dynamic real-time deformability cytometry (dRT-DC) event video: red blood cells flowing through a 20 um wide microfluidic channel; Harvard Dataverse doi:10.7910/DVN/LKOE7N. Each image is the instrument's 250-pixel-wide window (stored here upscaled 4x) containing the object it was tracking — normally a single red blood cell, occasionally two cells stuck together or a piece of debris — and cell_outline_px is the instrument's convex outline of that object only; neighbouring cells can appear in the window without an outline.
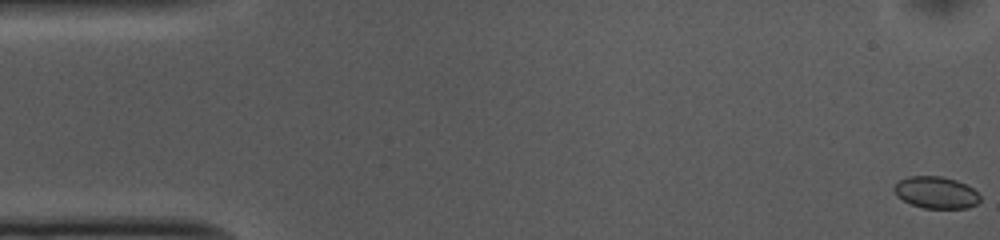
{"species": "common noctule bat (a hibernating species)", "species_latin": "Nyctalus noctula", "temperature_condition": "cold", "stored_images_in_passage": 53, "camera_frame_rate_fps": 3000, "um_per_image_px": 0.085, "animal": {"sex": "female", "body_mass_g": 10.0, "forearm_length_mm": 53.1}, "frame": {"image": 1, "passage_image": 1, "time_ms": 0.0, "image_size_px": [1000, 240], "cell_outline_px": [[980, 200], [976, 204], [968, 208], [924, 208], [912, 204], [896, 196], [892, 188], [900, 180], [908, 176], [940, 176], [956, 180], [972, 188], [980, 196]], "centroid_in_image_um": [79.54, 16.36], "position_along_channel_um": 5.5, "area_um2": 15.84}}
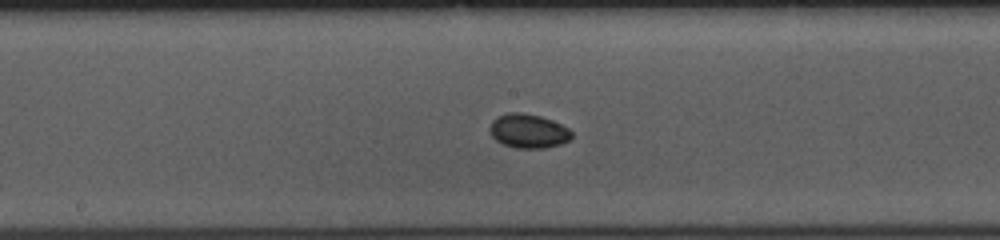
{"frame": {"image": 2, "passage_image": 27, "time_ms": 8.667, "image_size_px": [1000, 240], "cell_outline_px": [[572, 136], [568, 140], [560, 144], [544, 148], [516, 148], [504, 144], [496, 140], [492, 136], [488, 128], [492, 120], [496, 116], [508, 112], [524, 112], [540, 116], [552, 120], [568, 128], [572, 132]], "centroid_in_image_um": [44.87, 11.12], "position_along_channel_um": 203.3, "area_um2": 16.36}}
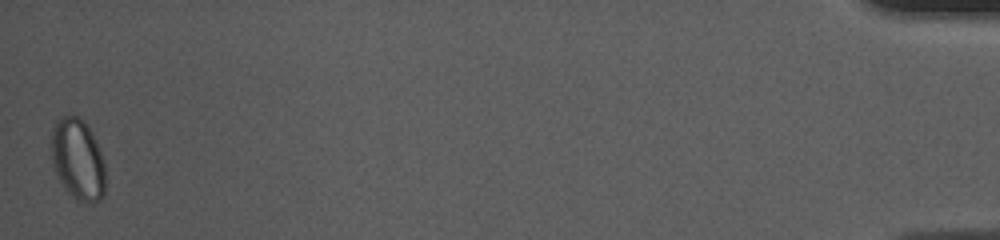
{"frame": {"image": 3, "passage_image": 53, "time_ms": 17.333, "image_size_px": [1000, 240], "cell_outline_px": [[104, 196], [100, 200], [76, 200], [68, 192], [60, 180], [52, 164], [48, 148], [52, 128], [64, 116], [76, 116], [84, 120], [92, 132], [96, 140], [104, 160]], "centroid_in_image_um": [6.58, 13.5], "position_along_channel_um": 428.6, "area_um2": 25.61}}